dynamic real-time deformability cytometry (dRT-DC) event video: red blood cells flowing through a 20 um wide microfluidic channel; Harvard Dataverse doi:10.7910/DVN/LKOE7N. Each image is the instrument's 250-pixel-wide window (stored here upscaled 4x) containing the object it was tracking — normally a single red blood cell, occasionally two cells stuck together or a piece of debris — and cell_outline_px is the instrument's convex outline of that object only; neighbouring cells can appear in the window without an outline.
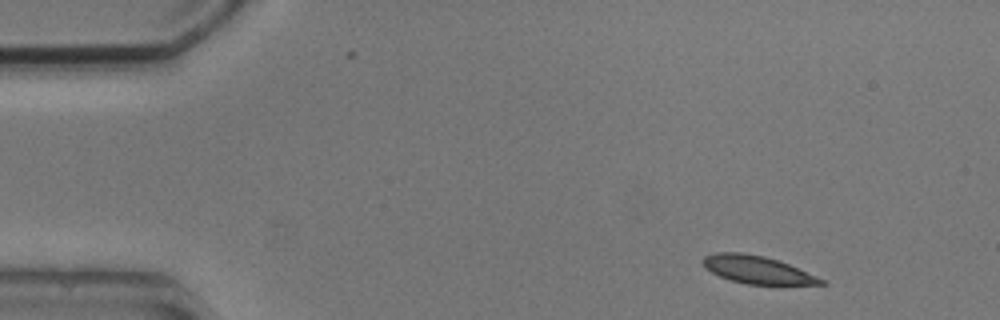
{"species": "common noctule bat (a hibernating species)", "species_latin": "Nyctalus noctula", "temperature_condition": "cold", "stored_images_in_passage": 3, "camera_frame_rate_fps": 3000, "um_per_image_px": 0.085, "animal": {"sex": "male", "body_mass_g": 20.5, "forearm_length_mm": 52.5}, "frame": {"image": 1, "passage_image": 1, "time_ms": 0.0, "image_size_px": [1000, 320], "cell_outline_px": [[828, 284], [748, 284], [732, 280], [720, 276], [712, 272], [700, 260], [704, 256], [716, 252], [740, 252], [764, 256], [788, 264], [824, 280]], "centroid_in_image_um": [64.32, 22.91], "position_along_channel_um": 20.7, "area_um2": 18.55}}
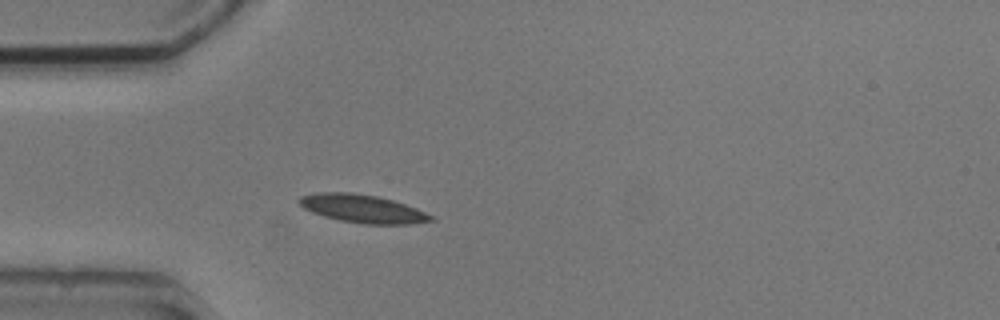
{"frame": {"image": 2, "passage_image": 3, "time_ms": 3.0, "image_size_px": [1000, 320], "cell_outline_px": [[436, 220], [412, 224], [364, 224], [340, 220], [324, 216], [312, 212], [304, 208], [296, 200], [300, 196], [316, 192], [352, 192], [376, 196], [392, 200], [416, 208], [436, 216]], "centroid_in_image_um": [30.83, 17.74], "position_along_channel_um": 54.2, "area_um2": 21.73}}